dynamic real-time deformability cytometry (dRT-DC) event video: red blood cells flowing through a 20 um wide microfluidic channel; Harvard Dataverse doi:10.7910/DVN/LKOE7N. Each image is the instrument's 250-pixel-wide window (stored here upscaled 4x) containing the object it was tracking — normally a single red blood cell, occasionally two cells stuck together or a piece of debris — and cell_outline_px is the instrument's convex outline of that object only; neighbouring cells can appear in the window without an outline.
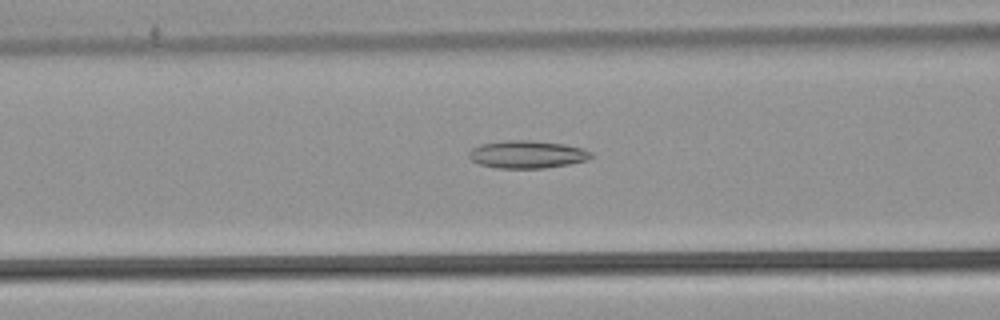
{"species": "common noctule bat (a hibernating species)", "species_latin": "Nyctalus noctula", "temperature_condition": "warm", "stored_images_in_passage": 32, "camera_frame_rate_fps": 3000, "um_per_image_px": 0.085, "animal": {"sex": "male", "body_mass_g": 21.5, "forearm_length_mm": 52.0}, "frame": {"image": 1, "passage_image": 11, "time_ms": 3.333, "image_size_px": [1000, 320], "cell_outline_px": [[592, 156], [588, 160], [568, 164], [544, 168], [496, 168], [480, 164], [472, 160], [468, 156], [468, 152], [472, 148], [480, 144], [504, 140], [528, 140], [564, 144], [584, 148], [592, 152]], "centroid_in_image_um": [44.8, 13.12], "position_along_channel_um": 121.8, "area_um2": 19.77}}
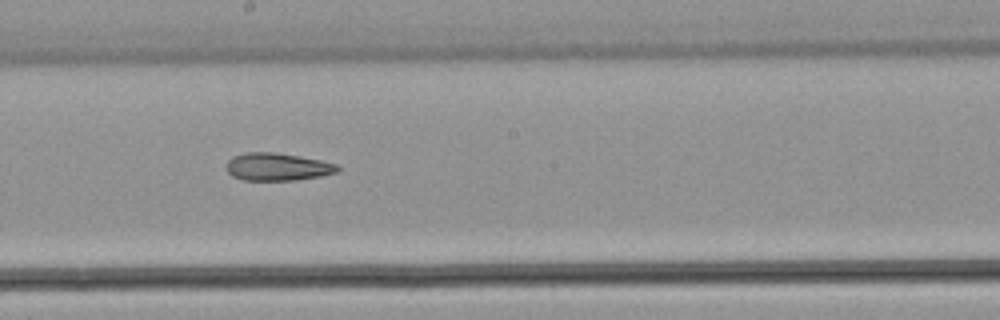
{"frame": {"image": 2, "passage_image": 19, "time_ms": 6.0, "image_size_px": [1000, 320], "cell_outline_px": [[340, 168], [336, 172], [320, 176], [296, 180], [244, 180], [232, 176], [224, 168], [228, 160], [232, 156], [244, 152], [272, 152], [300, 156], [320, 160], [336, 164]], "centroid_in_image_um": [23.52, 14.17], "position_along_channel_um": 224.7, "area_um2": 17.98}}
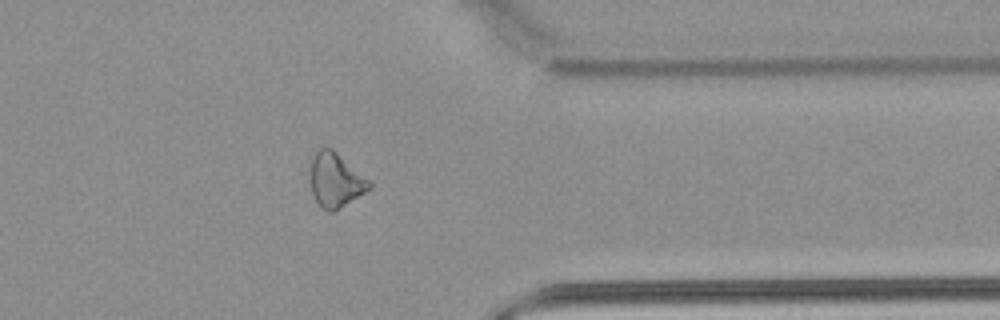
{"frame": {"image": 3, "passage_image": 32, "time_ms": 10.333, "image_size_px": [1000, 320], "cell_outline_px": [[372, 188], [336, 212], [328, 212], [320, 208], [312, 192], [308, 176], [312, 156], [316, 148], [332, 148], [368, 180], [372, 184]], "centroid_in_image_um": [28.47, 15.34], "position_along_channel_um": 382.9, "area_um2": 19.07}, "authors_computed_cell_mechanics": {"area_um2": 18.4382, "velocity_mm_per_s": 3.8661, "shape_relaxation_time_tau1_ms": null, "shape_relaxation_time_tau2_ms": 10.3763, "deformation_change_tau1": null, "deformation_change_tau2": 0.2348}}